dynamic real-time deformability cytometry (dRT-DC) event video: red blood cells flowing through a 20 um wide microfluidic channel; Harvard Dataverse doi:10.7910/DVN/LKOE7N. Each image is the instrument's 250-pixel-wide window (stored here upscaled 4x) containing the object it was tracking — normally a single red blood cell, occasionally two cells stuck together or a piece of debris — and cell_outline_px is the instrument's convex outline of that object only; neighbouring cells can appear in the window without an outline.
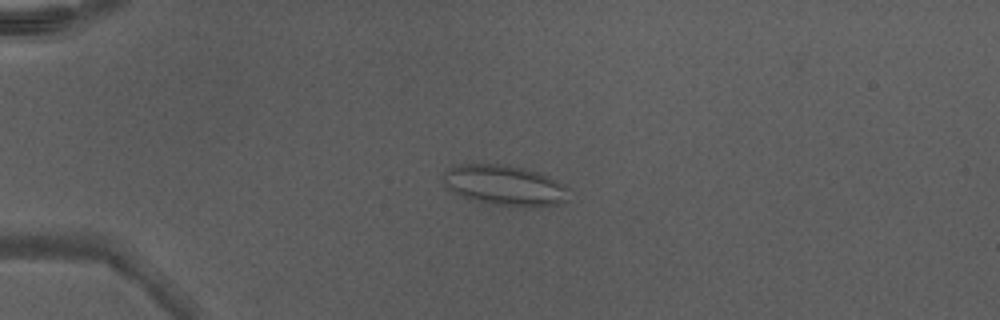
{"species": "Egyptian fruit bat (a non-hibernating species)", "species_latin": "Rousettus aegyptiacus", "temperature_condition": "warm", "stored_images_in_passage": 49, "camera_frame_rate_fps": 3000, "um_per_image_px": 0.085, "animal": {"sex": "male"}, "frame": {"image": 1, "passage_image": 13, "time_ms": 4.0, "image_size_px": [1000, 320], "cell_outline_px": [[568, 200], [560, 204], [540, 208], [516, 208], [492, 204], [472, 200], [460, 196], [452, 192], [440, 180], [444, 172], [452, 164], [476, 160], [524, 168], [548, 176], [556, 180], [568, 188]], "centroid_in_image_um": [42.82, 15.74], "position_along_channel_um": 42.2, "area_um2": 31.1}}
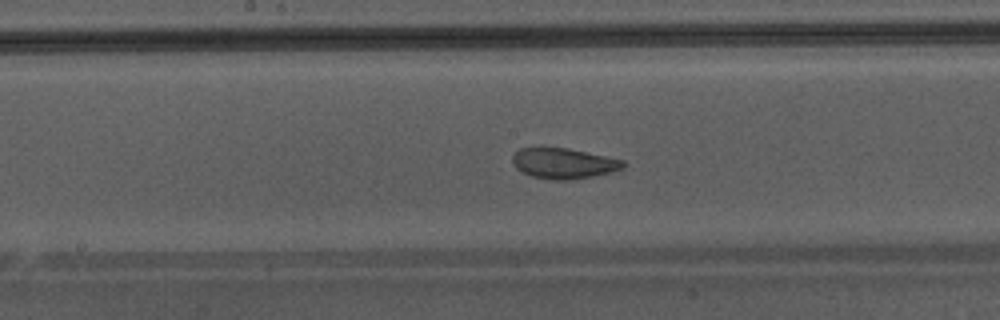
{"frame": {"image": 2, "passage_image": 27, "time_ms": 8.667, "image_size_px": [1000, 320], "cell_outline_px": [[624, 168], [592, 176], [568, 180], [556, 180], [532, 176], [516, 168], [512, 164], [512, 156], [520, 148], [568, 148], [624, 160]], "centroid_in_image_um": [47.89, 13.88], "position_along_channel_um": 200.3, "area_um2": 19.36}}
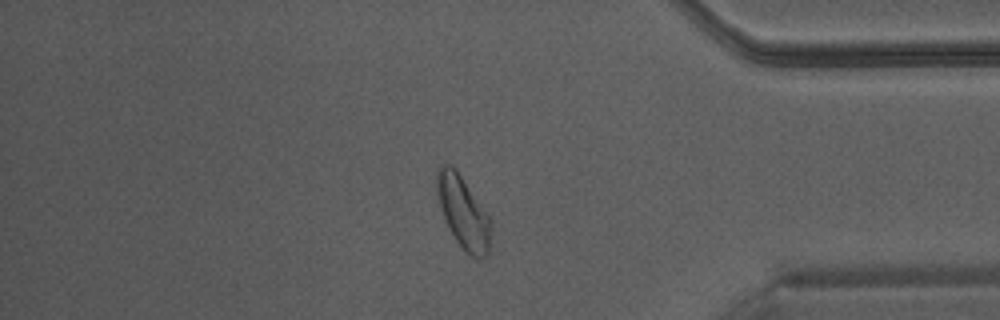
{"frame": {"image": 3, "passage_image": 42, "time_ms": 13.667, "image_size_px": [1000, 320], "cell_outline_px": [[492, 224], [488, 252], [480, 260], [472, 256], [456, 240], [448, 228], [444, 220], [436, 196], [436, 168], [444, 164], [452, 164], [456, 168], [492, 220]], "centroid_in_image_um": [39.35, 17.99], "position_along_channel_um": 395.9, "area_um2": 22.95}, "authors_computed_cell_mechanics": {"area_um2": 24.854, "velocity_mm_per_s": 4.3075, "shape_relaxation_time_tau1_ms": 6.487, "shape_relaxation_time_tau2_ms": 1.2812, "deformation_change_tau1": 0.1424, "deformation_change_tau2": 0.0691}}